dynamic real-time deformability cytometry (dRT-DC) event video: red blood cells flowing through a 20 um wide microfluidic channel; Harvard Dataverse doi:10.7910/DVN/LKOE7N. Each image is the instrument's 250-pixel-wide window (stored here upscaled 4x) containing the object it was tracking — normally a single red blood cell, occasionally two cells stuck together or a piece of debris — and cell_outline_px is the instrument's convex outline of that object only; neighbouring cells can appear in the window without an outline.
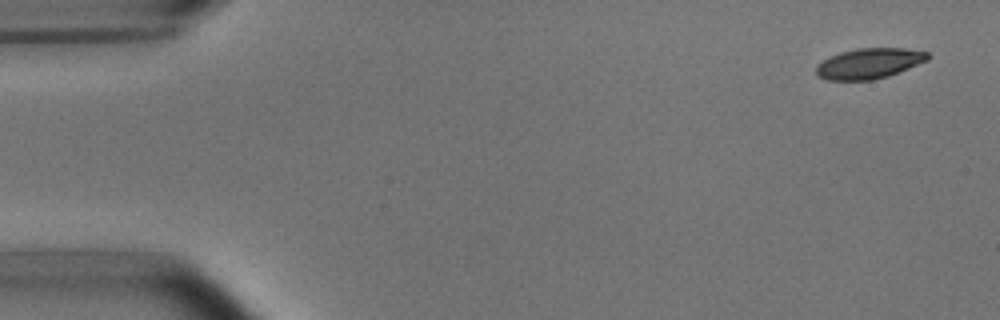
{"species": "common noctule bat (a hibernating species)", "species_latin": "Nyctalus noctula", "temperature_condition": "room temperature", "stored_images_in_passage": 3, "camera_frame_rate_fps": 3000, "um_per_image_px": 0.085, "animal": {"sex": "male", "body_mass_g": 15.6}, "frame": {"image": 1, "passage_image": 1, "time_ms": 0.0, "image_size_px": [1000, 320], "cell_outline_px": [[932, 56], [928, 60], [888, 76], [872, 80], [828, 80], [816, 76], [816, 64], [840, 52], [856, 48], [904, 48], [928, 52]], "centroid_in_image_um": [73.88, 5.39], "position_along_channel_um": 11.1, "area_um2": 19.83}}